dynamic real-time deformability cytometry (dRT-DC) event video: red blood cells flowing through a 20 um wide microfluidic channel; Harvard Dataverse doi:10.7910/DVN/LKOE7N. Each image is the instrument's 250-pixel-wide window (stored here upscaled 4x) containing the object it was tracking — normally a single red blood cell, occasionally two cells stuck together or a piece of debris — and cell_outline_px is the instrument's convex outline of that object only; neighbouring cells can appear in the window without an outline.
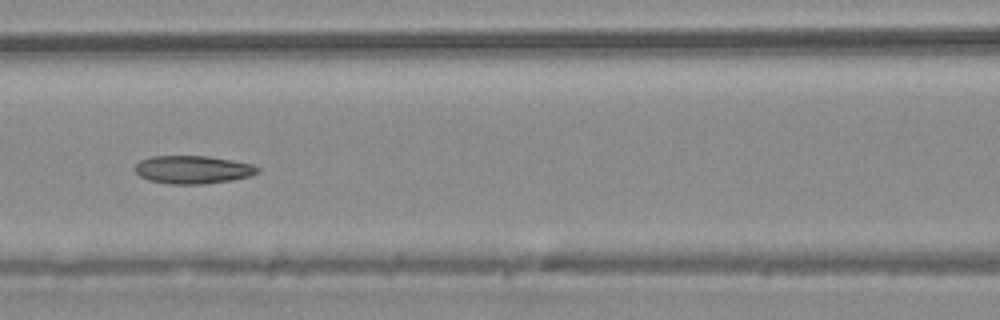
{"species": "common noctule bat (a hibernating species)", "species_latin": "Nyctalus noctula", "temperature_condition": "warm", "stored_images_in_passage": 47, "camera_frame_rate_fps": 3000, "um_per_image_px": 0.085, "animal": {"sex": "male", "body_mass_g": 20.4}, "frame": {"image": 1, "passage_image": 21, "time_ms": 6.667, "image_size_px": [1000, 320], "cell_outline_px": [[260, 172], [252, 176], [232, 180], [204, 184], [172, 184], [148, 180], [140, 176], [132, 168], [140, 160], [152, 156], [208, 156], [232, 160], [252, 164], [260, 168]], "centroid_in_image_um": [16.4, 14.42], "position_along_channel_um": 150.2, "area_um2": 20.23}}